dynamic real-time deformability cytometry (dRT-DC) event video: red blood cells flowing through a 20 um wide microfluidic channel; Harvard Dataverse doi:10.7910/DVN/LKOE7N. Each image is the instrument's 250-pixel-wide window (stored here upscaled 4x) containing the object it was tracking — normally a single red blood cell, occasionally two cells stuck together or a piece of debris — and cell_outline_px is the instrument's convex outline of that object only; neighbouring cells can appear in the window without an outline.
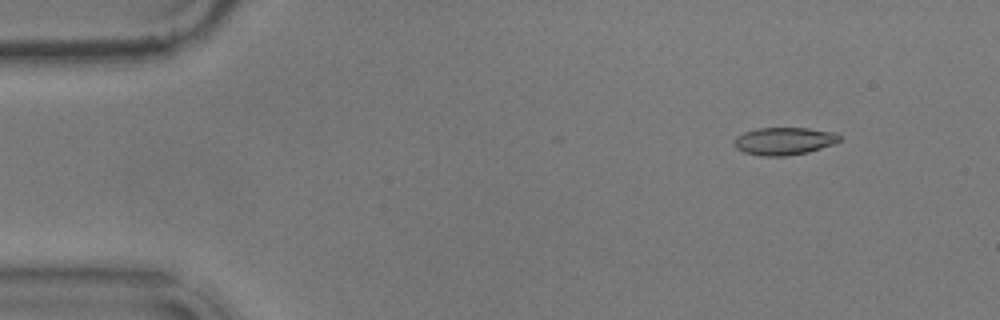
{"species": "common noctule bat (a hibernating species)", "species_latin": "Nyctalus noctula", "temperature_condition": "warm", "stored_images_in_passage": 17, "camera_frame_rate_fps": 3000, "um_per_image_px": 0.085, "animal": {"sex": "male", "body_mass_g": 17.9}, "frame": {"image": 1, "passage_image": 6, "time_ms": 1.667, "image_size_px": [1000, 320], "cell_outline_px": [[840, 140], [836, 144], [808, 152], [784, 156], [760, 156], [744, 152], [736, 148], [732, 144], [732, 140], [736, 136], [744, 132], [756, 128], [808, 128], [836, 132], [840, 136]], "centroid_in_image_um": [66.63, 11.99], "position_along_channel_um": 18.4, "area_um2": 17.22}}
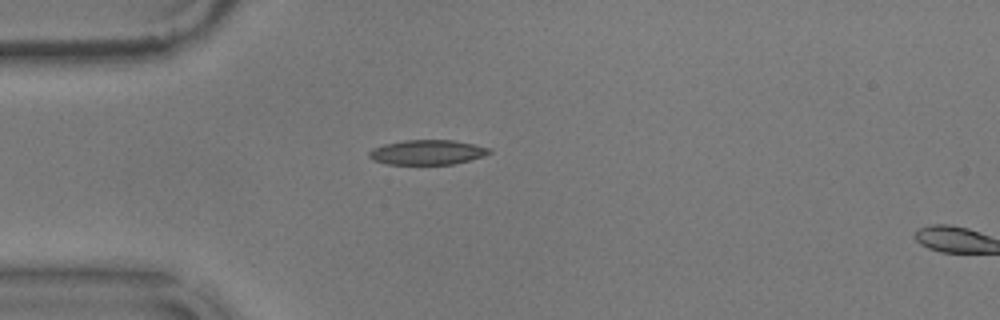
{"frame": {"image": 2, "passage_image": 15, "time_ms": 4.667, "image_size_px": [1000, 320], "cell_outline_px": [[492, 152], [484, 156], [452, 164], [388, 164], [372, 160], [368, 156], [368, 152], [372, 148], [384, 144], [404, 140], [452, 140], [492, 148]], "centroid_in_image_um": [36.3, 12.94], "position_along_channel_um": 48.7, "area_um2": 17.34}}